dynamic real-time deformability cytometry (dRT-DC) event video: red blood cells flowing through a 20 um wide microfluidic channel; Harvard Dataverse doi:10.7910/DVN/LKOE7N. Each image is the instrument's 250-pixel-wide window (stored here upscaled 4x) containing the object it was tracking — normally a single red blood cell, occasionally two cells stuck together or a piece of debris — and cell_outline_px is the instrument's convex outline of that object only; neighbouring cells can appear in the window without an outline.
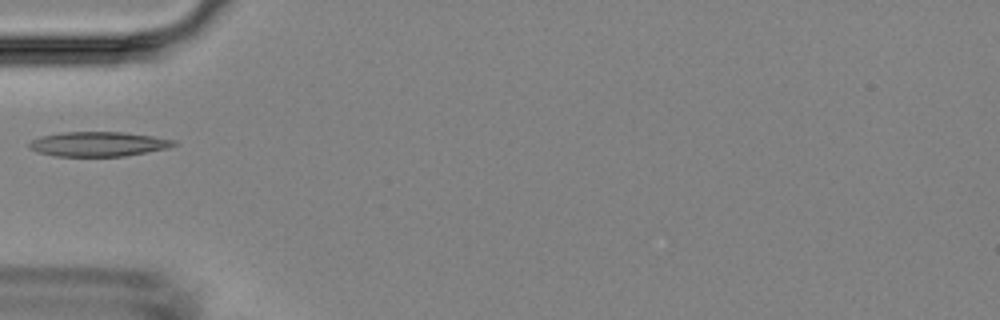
{"species": "Egyptian fruit bat (a non-hibernating species)", "species_latin": "Rousettus aegyptiacus", "temperature_condition": "room temperature", "stored_images_in_passage": 6, "camera_frame_rate_fps": 3000, "um_per_image_px": 0.085, "animal": {"sex": "female"}, "frame": {"image": 1, "passage_image": 5, "time_ms": 4.667, "image_size_px": [1000, 320], "cell_outline_px": [[180, 144], [168, 148], [148, 152], [124, 156], [56, 156], [36, 152], [28, 148], [28, 144], [32, 140], [40, 136], [60, 132], [124, 132], [152, 136], [176, 140]], "centroid_in_image_um": [8.36, 12.24], "position_along_channel_um": 76.6, "area_um2": 20.98}}